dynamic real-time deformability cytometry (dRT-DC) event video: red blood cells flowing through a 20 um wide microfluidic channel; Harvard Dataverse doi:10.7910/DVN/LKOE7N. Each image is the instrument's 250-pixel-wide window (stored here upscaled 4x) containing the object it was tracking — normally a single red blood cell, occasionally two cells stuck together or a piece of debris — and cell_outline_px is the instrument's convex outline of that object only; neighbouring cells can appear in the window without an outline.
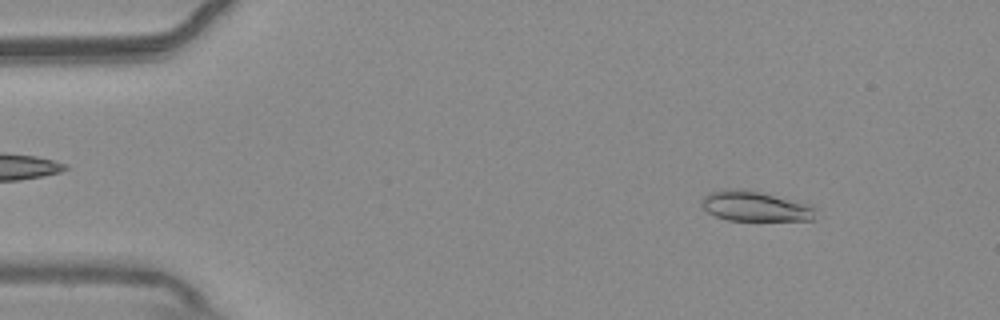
{"species": "common noctule bat (a hibernating species)", "species_latin": "Nyctalus noctula", "temperature_condition": "warm", "stored_images_in_passage": 53, "camera_frame_rate_fps": 3000, "um_per_image_px": 0.085, "animal": {"sex": "male", "body_mass_g": 20.4}, "frame": {"image": 1, "passage_image": 6, "time_ms": 1.667, "image_size_px": [1000, 320], "cell_outline_px": [[816, 208], [812, 220], [728, 220], [716, 216], [708, 212], [700, 204], [700, 200], [708, 192], [724, 188], [740, 188], [760, 192], [812, 204]], "centroid_in_image_um": [64.15, 17.51], "position_along_channel_um": 20.8, "area_um2": 20.17}}
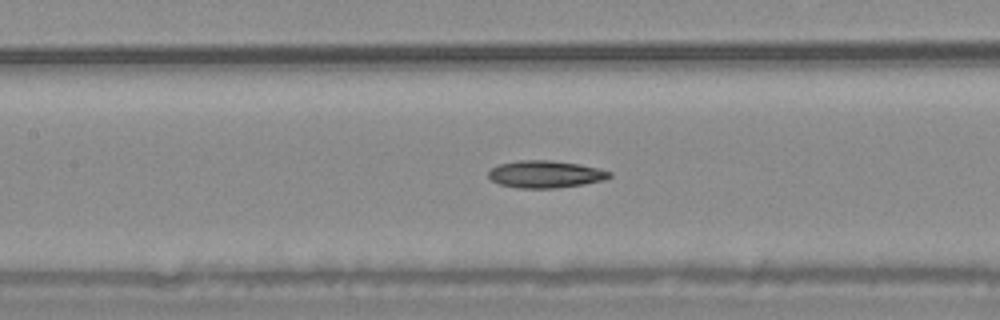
{"frame": {"image": 2, "passage_image": 24, "time_ms": 7.667, "image_size_px": [1000, 320], "cell_outline_px": [[612, 176], [604, 180], [584, 184], [556, 188], [516, 188], [500, 184], [492, 180], [488, 176], [488, 172], [492, 168], [500, 164], [520, 160], [552, 160], [576, 164], [596, 168], [612, 172]], "centroid_in_image_um": [46.35, 14.81], "position_along_channel_um": 161.0, "area_um2": 19.07}}
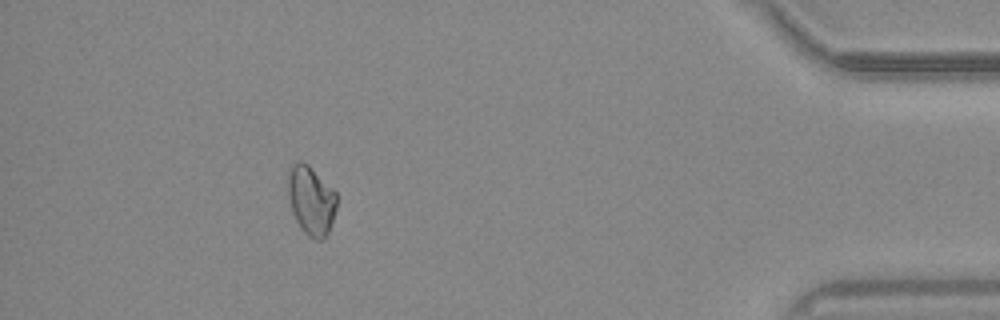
{"frame": {"image": 3, "passage_image": 48, "time_ms": 15.667, "image_size_px": [1000, 320], "cell_outline_px": [[336, 208], [328, 232], [324, 240], [316, 240], [308, 236], [300, 228], [292, 212], [288, 196], [288, 172], [292, 164], [296, 160], [300, 160], [308, 164], [336, 192]], "centroid_in_image_um": [26.42, 17.03], "position_along_channel_um": 408.8, "area_um2": 19.65}}